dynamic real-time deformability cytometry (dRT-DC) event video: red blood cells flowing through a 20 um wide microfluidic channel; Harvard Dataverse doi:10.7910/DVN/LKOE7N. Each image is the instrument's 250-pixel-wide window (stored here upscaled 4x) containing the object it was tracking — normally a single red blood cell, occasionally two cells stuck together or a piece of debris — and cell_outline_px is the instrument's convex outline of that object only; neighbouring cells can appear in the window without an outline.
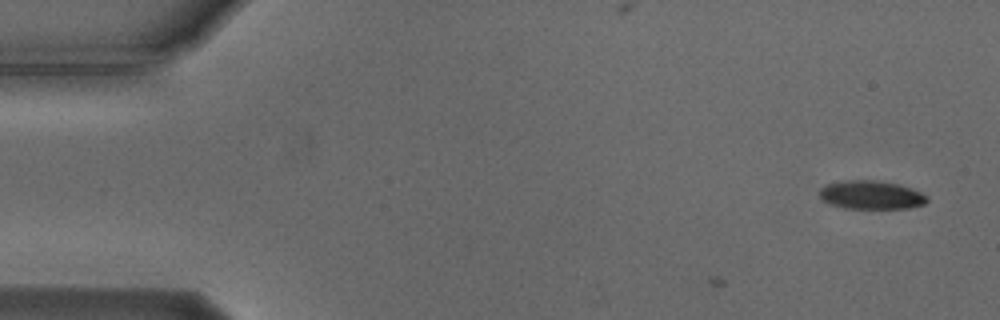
{"species": "Egyptian fruit bat (a non-hibernating species)", "species_latin": "Rousettus aegyptiacus", "temperature_condition": "cold", "stored_images_in_passage": 2, "camera_frame_rate_fps": 3000, "um_per_image_px": 0.085, "animal": {"sex": "male"}, "frame": {"image": 1, "passage_image": 2, "time_ms": 0.333, "image_size_px": [1000, 320], "cell_outline_px": [[928, 200], [924, 204], [908, 208], [844, 208], [832, 204], [824, 200], [820, 196], [820, 188], [824, 184], [844, 180], [872, 180], [896, 184], [912, 188], [928, 196]], "centroid_in_image_um": [74.04, 16.56], "position_along_channel_um": 11.0, "area_um2": 17.74}}